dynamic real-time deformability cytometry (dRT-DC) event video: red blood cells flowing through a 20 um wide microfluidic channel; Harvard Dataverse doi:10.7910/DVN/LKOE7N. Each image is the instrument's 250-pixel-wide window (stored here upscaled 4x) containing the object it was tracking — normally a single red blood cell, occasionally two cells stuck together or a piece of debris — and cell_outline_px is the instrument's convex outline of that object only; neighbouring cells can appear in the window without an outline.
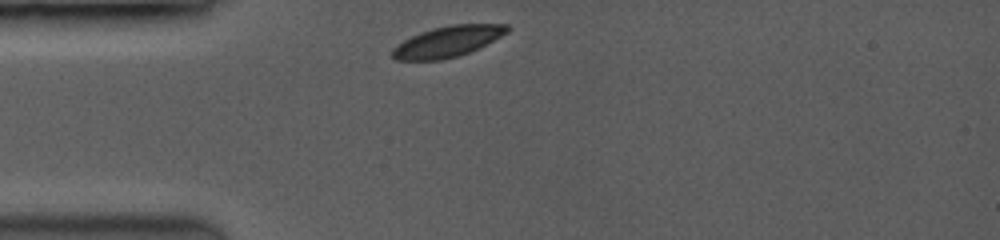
{"species": "common noctule bat (a hibernating species)", "species_latin": "Nyctalus noctula", "temperature_condition": "room temperature", "stored_images_in_passage": 4, "camera_frame_rate_fps": 3500, "um_per_image_px": 0.085, "animal": {"sex": "female", "body_mass_g": 19.0, "forearm_length_mm": 53.3}, "frame": {"image": 1, "passage_image": 1, "time_ms": 0.0, "image_size_px": [1000, 240], "cell_outline_px": [[512, 28], [508, 32], [468, 52], [456, 56], [440, 60], [396, 60], [392, 56], [392, 48], [396, 44], [420, 32], [432, 28], [452, 24], [508, 24]], "centroid_in_image_um": [38.02, 3.51], "position_along_channel_um": 47.0, "area_um2": 20.4}}
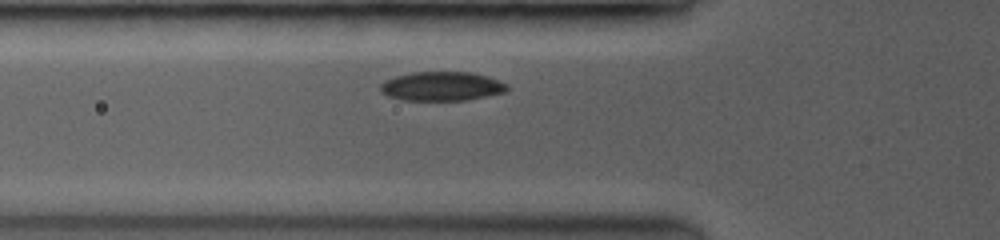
{"frame": {"image": 2, "passage_image": 3, "time_ms": 1.429, "image_size_px": [1000, 240], "cell_outline_px": [[508, 88], [504, 92], [464, 100], [404, 100], [392, 96], [384, 92], [380, 88], [380, 84], [396, 76], [412, 72], [472, 72], [488, 76], [508, 84]], "centroid_in_image_um": [37.59, 7.32], "position_along_channel_um": 88.2, "area_um2": 21.1}}